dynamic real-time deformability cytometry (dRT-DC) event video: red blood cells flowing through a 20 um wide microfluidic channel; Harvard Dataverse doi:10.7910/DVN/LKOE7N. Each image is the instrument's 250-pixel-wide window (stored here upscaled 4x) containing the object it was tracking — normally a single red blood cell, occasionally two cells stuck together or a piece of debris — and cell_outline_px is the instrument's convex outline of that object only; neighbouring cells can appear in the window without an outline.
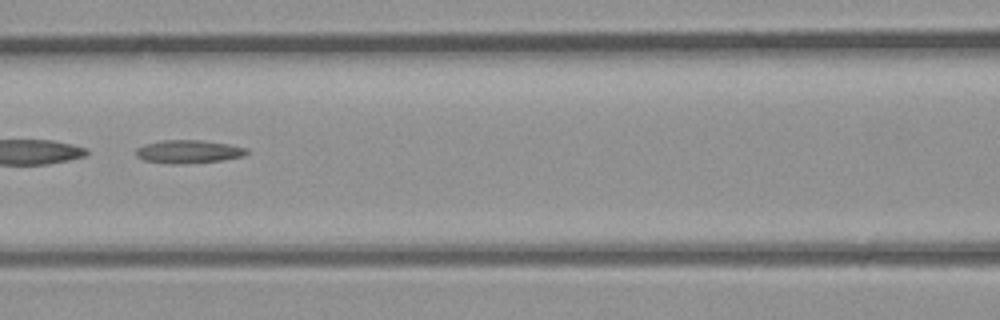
{"species": "common noctule bat (a hibernating species)", "species_latin": "Nyctalus noctula", "temperature_condition": "room temperature", "stored_images_in_passage": 26, "camera_frame_rate_fps": 3000, "um_per_image_px": 0.085, "animal": {"sex": "male", "body_mass_g": 23.1, "forearm_length_mm": 52.7}, "frame": {"image": 1, "passage_image": 8, "time_ms": 2.333, "image_size_px": [1000, 320], "cell_outline_px": [[248, 152], [244, 156], [220, 160], [184, 164], [172, 164], [144, 160], [136, 156], [136, 148], [144, 144], [164, 140], [200, 140], [228, 144], [248, 148]], "centroid_in_image_um": [16.01, 12.89], "position_along_channel_um": 150.6, "area_um2": 14.91}}
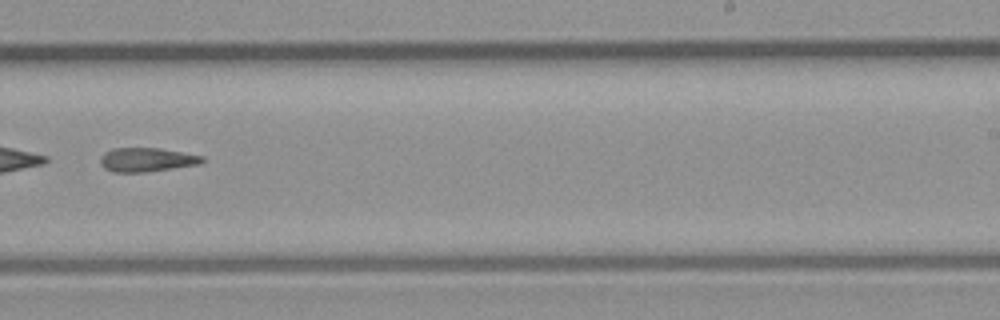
{"frame": {"image": 2, "passage_image": 15, "time_ms": 4.667, "image_size_px": [1000, 320], "cell_outline_px": [[204, 160], [200, 164], [144, 172], [112, 172], [104, 168], [100, 164], [100, 156], [104, 152], [112, 148], [160, 148], [204, 156]], "centroid_in_image_um": [12.43, 13.57], "position_along_channel_um": 276.6, "area_um2": 14.28}}